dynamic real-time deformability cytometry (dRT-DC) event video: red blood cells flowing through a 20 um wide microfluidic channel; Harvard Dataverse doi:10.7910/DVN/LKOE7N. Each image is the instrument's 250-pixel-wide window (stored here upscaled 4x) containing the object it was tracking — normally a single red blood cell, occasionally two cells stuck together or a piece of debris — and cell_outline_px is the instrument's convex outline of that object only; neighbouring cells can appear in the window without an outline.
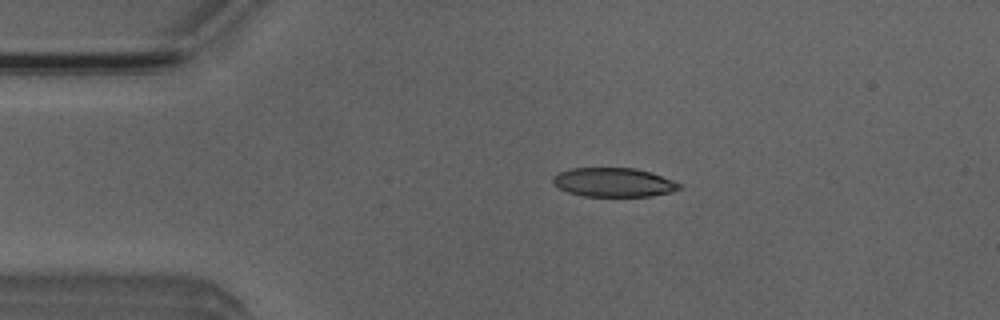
{"species": "Egyptian fruit bat (a non-hibernating species)", "species_latin": "Rousettus aegyptiacus", "temperature_condition": "room temperature", "stored_images_in_passage": 16, "camera_frame_rate_fps": 3000, "um_per_image_px": 0.085, "animal": {"sex": "male"}, "frame": {"image": 1, "passage_image": 9, "time_ms": 2.667, "image_size_px": [1000, 320], "cell_outline_px": [[684, 188], [672, 192], [652, 196], [584, 196], [568, 192], [552, 184], [552, 176], [560, 172], [572, 168], [636, 168], [652, 172], [684, 184]], "centroid_in_image_um": [52.22, 15.5], "position_along_channel_um": 32.8, "area_um2": 21.68}}